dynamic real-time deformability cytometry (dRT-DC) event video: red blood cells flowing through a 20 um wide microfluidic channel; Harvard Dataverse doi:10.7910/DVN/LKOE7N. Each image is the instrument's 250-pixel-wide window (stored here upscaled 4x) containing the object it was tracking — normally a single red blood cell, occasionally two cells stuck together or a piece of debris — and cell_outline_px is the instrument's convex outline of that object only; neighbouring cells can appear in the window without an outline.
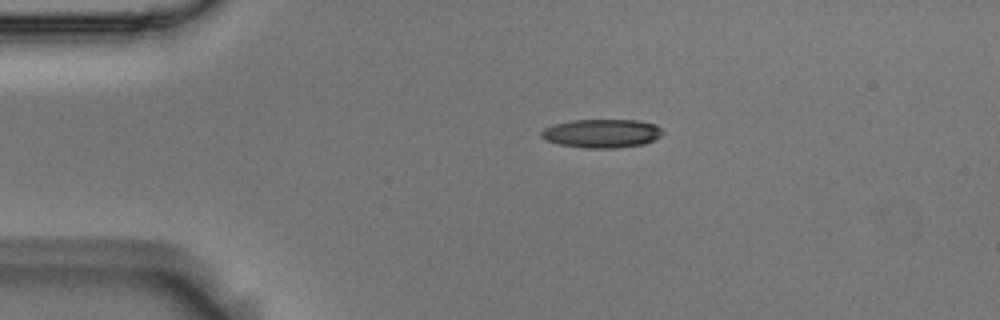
{"species": "Egyptian fruit bat (a non-hibernating species)", "species_latin": "Rousettus aegyptiacus", "temperature_condition": "room temperature", "stored_images_in_passage": 45, "camera_frame_rate_fps": 3000, "um_per_image_px": 0.085, "animal": {"sex": "male"}, "frame": {"image": 1, "passage_image": 1, "time_ms": 0.0, "image_size_px": [1000, 320], "cell_outline_px": [[664, 132], [660, 136], [644, 144], [616, 148], [584, 148], [560, 144], [548, 140], [540, 136], [540, 132], [544, 128], [556, 124], [572, 120], [636, 120], [656, 124]], "centroid_in_image_um": [51.17, 11.34], "position_along_channel_um": 33.8, "area_um2": 20.11}}
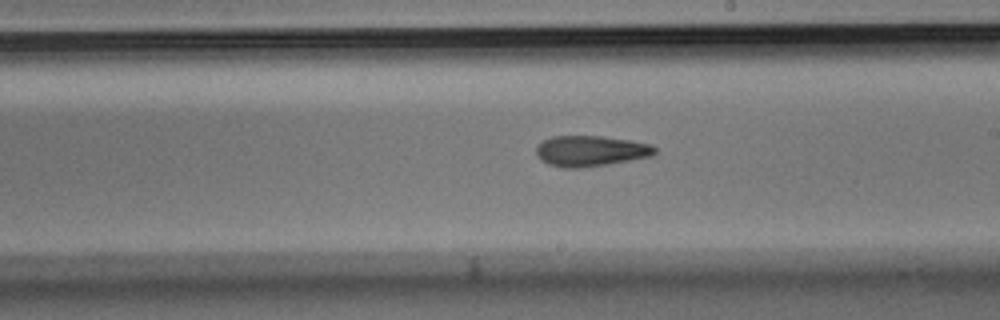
{"frame": {"image": 2, "passage_image": 21, "time_ms": 6.667, "image_size_px": [1000, 320], "cell_outline_px": [[656, 152], [652, 156], [608, 164], [580, 168], [564, 168], [548, 164], [540, 160], [536, 152], [536, 148], [544, 140], [552, 136], [604, 136], [652, 144], [656, 148]], "centroid_in_image_um": [50.21, 12.83], "position_along_channel_um": 238.8, "area_um2": 21.21}}
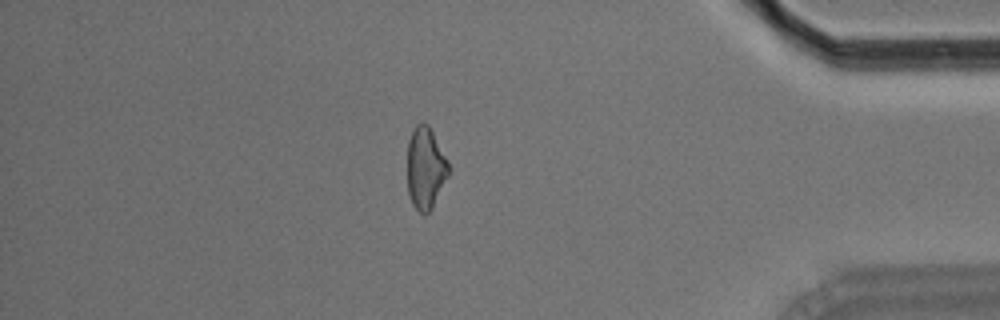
{"frame": {"image": 3, "passage_image": 37, "time_ms": 12.0, "image_size_px": [1000, 320], "cell_outline_px": [[448, 176], [432, 208], [424, 216], [412, 204], [408, 192], [408, 140], [416, 124], [424, 120], [428, 124], [448, 160]], "centroid_in_image_um": [36.16, 14.27], "position_along_channel_um": 399.0, "area_um2": 19.65}, "authors_computed_cell_mechanics": {"area_um2": 20.8658, "velocity_mm_per_s": 3.6675, "shape_relaxation_time_tau1_ms": null, "shape_relaxation_time_tau2_ms": 5.6773, "deformation_change_tau1": null, "deformation_change_tau2": 0.1566}}